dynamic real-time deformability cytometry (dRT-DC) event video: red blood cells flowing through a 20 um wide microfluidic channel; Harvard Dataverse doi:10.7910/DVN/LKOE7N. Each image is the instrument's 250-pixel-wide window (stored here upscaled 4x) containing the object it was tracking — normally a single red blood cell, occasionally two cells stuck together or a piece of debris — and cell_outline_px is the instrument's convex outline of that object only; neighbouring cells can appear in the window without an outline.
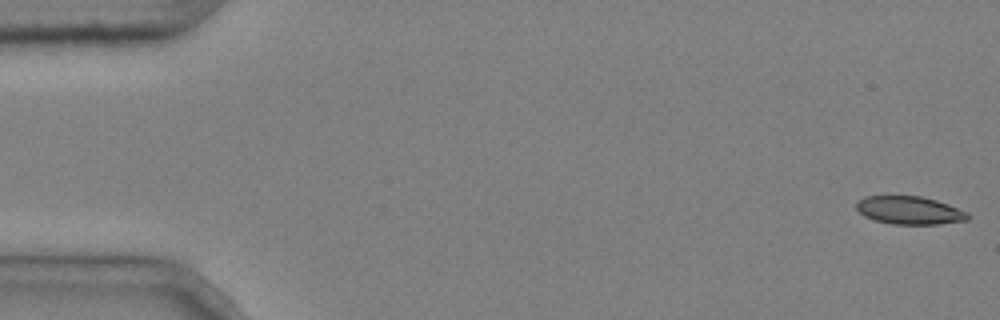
{"species": "common noctule bat (a hibernating species)", "species_latin": "Nyctalus noctula", "temperature_condition": "cold", "stored_images_in_passage": 6, "segment_of_instrument_passage": [1, 2], "camera_frame_rate_fps": 3000, "um_per_image_px": 0.085, "animal": {"sex": "male", "body_mass_g": 20.4}, "frame": {"image": 1, "passage_image": 1, "time_ms": 0.0, "image_size_px": [1000, 320], "cell_outline_px": [[972, 216], [968, 220], [940, 224], [892, 224], [876, 220], [864, 216], [856, 208], [856, 200], [864, 196], [920, 196], [936, 200], [948, 204], [968, 212]], "centroid_in_image_um": [77.32, 17.87], "position_along_channel_um": 7.7, "area_um2": 18.32}}